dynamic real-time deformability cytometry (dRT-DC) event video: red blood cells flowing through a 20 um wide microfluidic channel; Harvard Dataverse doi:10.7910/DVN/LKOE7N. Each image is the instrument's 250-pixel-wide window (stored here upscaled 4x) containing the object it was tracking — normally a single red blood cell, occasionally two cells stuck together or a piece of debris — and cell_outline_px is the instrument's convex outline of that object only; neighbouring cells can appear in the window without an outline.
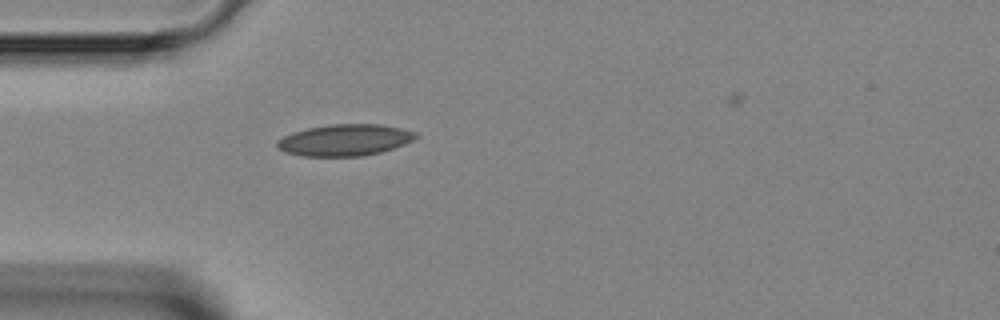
{"species": "Egyptian fruit bat (a non-hibernating species)", "species_latin": "Rousettus aegyptiacus", "temperature_condition": "room temperature", "stored_images_in_passage": 2, "camera_frame_rate_fps": 3000, "um_per_image_px": 0.085, "animal": {"sex": "female"}, "frame": {"image": 1, "passage_image": 2, "time_ms": 1.0, "image_size_px": [1000, 320], "cell_outline_px": [[420, 136], [404, 144], [380, 152], [364, 156], [300, 156], [284, 152], [276, 148], [276, 140], [292, 132], [308, 128], [328, 124], [380, 124], [400, 128], [416, 132]], "centroid_in_image_um": [29.27, 11.9], "position_along_channel_um": 55.7, "area_um2": 25.61}}